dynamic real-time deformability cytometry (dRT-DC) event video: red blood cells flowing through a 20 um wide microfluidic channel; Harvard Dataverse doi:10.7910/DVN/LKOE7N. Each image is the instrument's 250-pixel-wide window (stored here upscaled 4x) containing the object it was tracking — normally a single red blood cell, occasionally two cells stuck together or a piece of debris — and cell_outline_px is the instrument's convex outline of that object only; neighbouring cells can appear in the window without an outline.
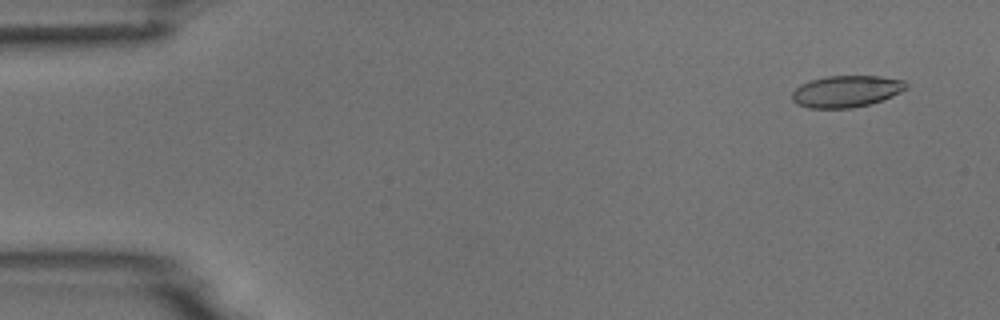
{"species": "common noctule bat (a hibernating species)", "species_latin": "Nyctalus noctula", "temperature_condition": "room temperature", "stored_images_in_passage": 6, "camera_frame_rate_fps": 3000, "um_per_image_px": 0.085, "animal": {"sex": "male", "body_mass_g": 18.8}, "frame": {"image": 1, "passage_image": 1, "time_ms": 0.0, "image_size_px": [1000, 320], "cell_outline_px": [[908, 88], [892, 96], [868, 104], [852, 108], [808, 108], [796, 104], [792, 100], [792, 92], [800, 84], [812, 80], [828, 76], [880, 76], [904, 80], [908, 84]], "centroid_in_image_um": [71.93, 7.76], "position_along_channel_um": 13.1, "area_um2": 21.04}}
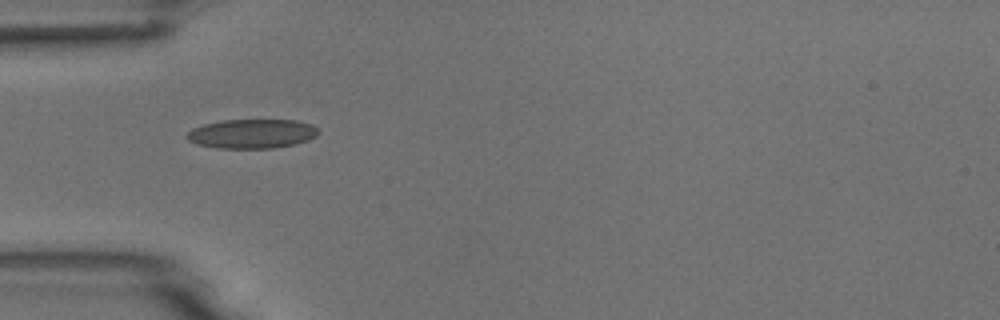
{"frame": {"image": 2, "passage_image": 4, "time_ms": 4.333, "image_size_px": [1000, 320], "cell_outline_px": [[320, 132], [316, 136], [308, 140], [296, 144], [272, 148], [216, 148], [196, 144], [188, 140], [184, 136], [192, 128], [204, 124], [220, 120], [296, 120], [312, 124]], "centroid_in_image_um": [21.4, 11.36], "position_along_channel_um": 63.6, "area_um2": 22.6}}